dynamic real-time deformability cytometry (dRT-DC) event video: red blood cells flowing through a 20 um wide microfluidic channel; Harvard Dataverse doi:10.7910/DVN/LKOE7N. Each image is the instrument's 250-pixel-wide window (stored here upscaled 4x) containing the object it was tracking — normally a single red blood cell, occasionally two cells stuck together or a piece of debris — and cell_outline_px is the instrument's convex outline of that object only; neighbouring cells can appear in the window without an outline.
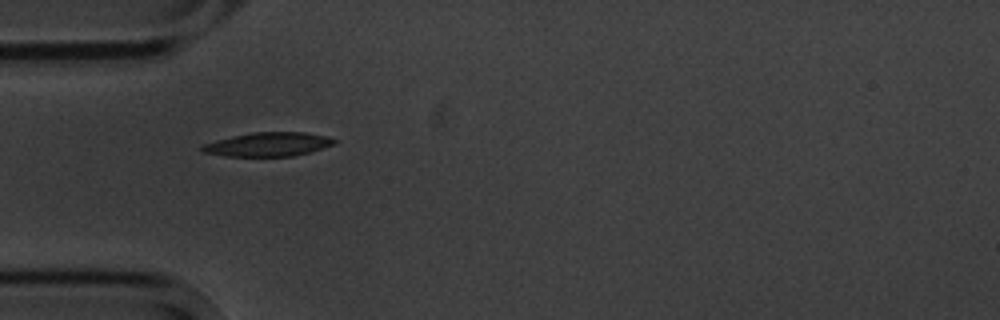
{"species": "common noctule bat (a hibernating species)", "species_latin": "Nyctalus noctula", "temperature_condition": "cold", "stored_images_in_passage": 5, "camera_frame_rate_fps": 3000, "um_per_image_px": 0.085, "animal": {"sex": "male", "body_mass_g": 20.1, "forearm_length_mm": 53.5}, "frame": {"image": 1, "passage_image": 1, "time_ms": 0.0, "image_size_px": [1000, 320], "cell_outline_px": [[340, 140], [336, 144], [308, 152], [292, 156], [224, 156], [204, 152], [200, 148], [200, 144], [232, 136], [252, 132], [304, 132], [328, 136]], "centroid_in_image_um": [22.81, 12.26], "position_along_channel_um": 62.2, "area_um2": 18.55}}
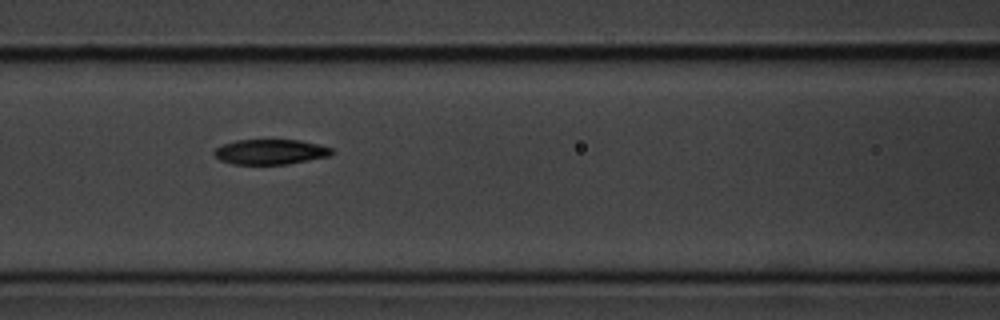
{"frame": {"image": 2, "passage_image": 3, "time_ms": 2.333, "image_size_px": [1000, 320], "cell_outline_px": [[332, 156], [288, 164], [232, 164], [220, 160], [212, 152], [216, 148], [224, 144], [236, 140], [300, 140], [320, 144], [332, 148]], "centroid_in_image_um": [23.02, 12.91], "position_along_channel_um": 143.6, "area_um2": 17.28}}
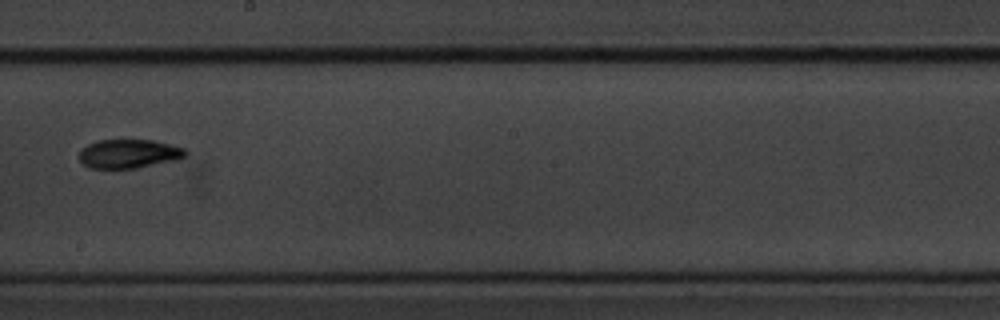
{"frame": {"image": 3, "passage_image": 5, "time_ms": 5.0, "image_size_px": [1000, 320], "cell_outline_px": [[188, 152], [184, 156], [176, 160], [136, 168], [88, 168], [80, 160], [80, 148], [96, 140], [152, 140], [184, 148]], "centroid_in_image_um": [10.92, 13.06], "position_along_channel_um": 237.3, "area_um2": 17.8}}